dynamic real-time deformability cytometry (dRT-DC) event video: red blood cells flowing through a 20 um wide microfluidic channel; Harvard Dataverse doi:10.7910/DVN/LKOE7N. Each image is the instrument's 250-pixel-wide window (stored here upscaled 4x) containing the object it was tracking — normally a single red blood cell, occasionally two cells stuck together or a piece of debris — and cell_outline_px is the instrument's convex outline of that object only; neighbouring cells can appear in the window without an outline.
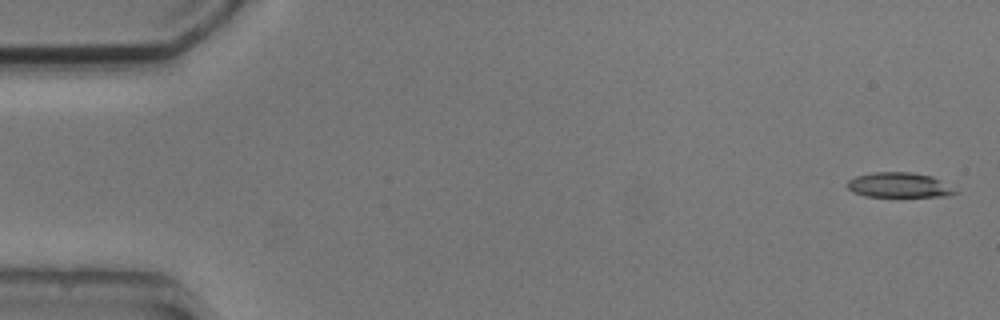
{"species": "common noctule bat (a hibernating species)", "species_latin": "Nyctalus noctula", "temperature_condition": "cold", "stored_images_in_passage": 4, "camera_frame_rate_fps": 3000, "um_per_image_px": 0.085, "animal": {"sex": "male", "body_mass_g": 20.5, "forearm_length_mm": 52.5}, "frame": {"image": 1, "passage_image": 1, "time_ms": 0.0, "image_size_px": [1000, 320], "cell_outline_px": [[960, 192], [948, 196], [864, 196], [852, 192], [848, 188], [848, 180], [856, 176], [872, 172], [912, 172], [932, 176], [940, 180]], "centroid_in_image_um": [76.42, 15.73], "position_along_channel_um": 8.6, "area_um2": 15.66}}
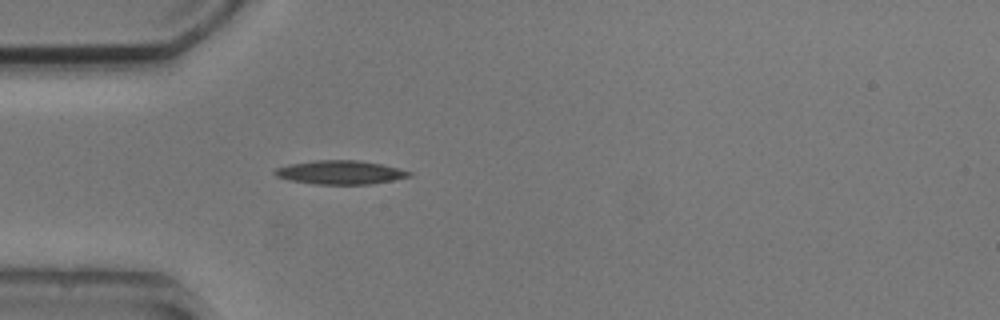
{"frame": {"image": 2, "passage_image": 4, "time_ms": 4.667, "image_size_px": [1000, 320], "cell_outline_px": [[412, 176], [372, 184], [312, 184], [292, 180], [276, 176], [272, 172], [276, 168], [288, 164], [316, 160], [356, 160], [380, 164], [400, 168], [412, 172]], "centroid_in_image_um": [28.92, 14.65], "position_along_channel_um": 56.1, "area_um2": 18.55}}